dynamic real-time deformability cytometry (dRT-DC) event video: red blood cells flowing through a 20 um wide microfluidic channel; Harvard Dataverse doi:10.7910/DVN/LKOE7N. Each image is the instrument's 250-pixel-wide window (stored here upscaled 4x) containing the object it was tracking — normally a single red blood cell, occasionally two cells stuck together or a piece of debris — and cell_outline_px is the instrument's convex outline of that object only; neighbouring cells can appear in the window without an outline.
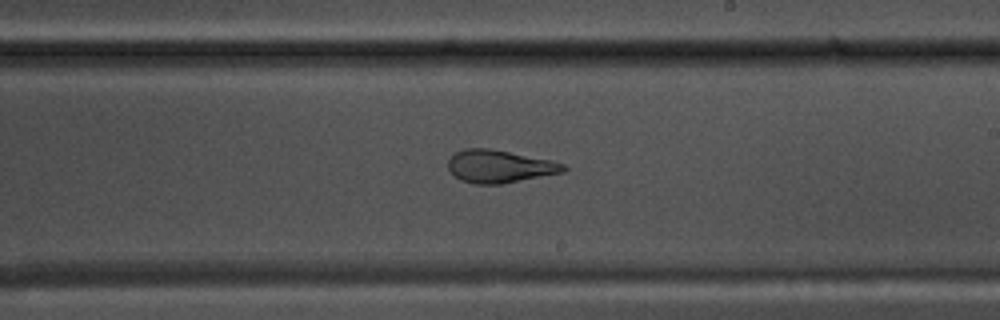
{"species": "common noctule bat (a hibernating species)", "species_latin": "Nyctalus noctula", "temperature_condition": "warm", "stored_images_in_passage": 53, "camera_frame_rate_fps": 3000, "um_per_image_px": 0.085, "animal": {"sex": "male", "body_mass_g": 17.5, "forearm_length_mm": 52.3}, "frame": {"image": 1, "passage_image": 30, "time_ms": 9.667, "image_size_px": [1000, 320], "cell_outline_px": [[568, 168], [564, 172], [500, 184], [476, 184], [460, 180], [448, 168], [448, 160], [456, 152], [464, 148], [488, 148], [552, 160], [564, 164]], "centroid_in_image_um": [42.46, 14.14], "position_along_channel_um": 246.5, "area_um2": 21.85}}
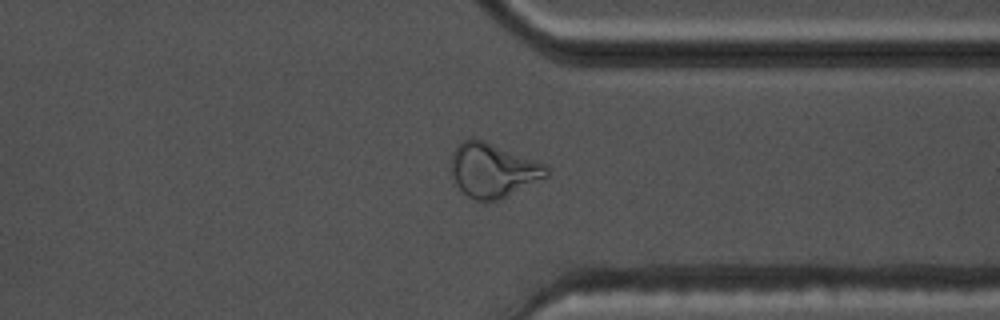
{"frame": {"image": 2, "passage_image": 40, "time_ms": 13.0, "image_size_px": [1000, 320], "cell_outline_px": [[548, 176], [496, 200], [476, 200], [468, 196], [456, 184], [452, 176], [452, 152], [456, 144], [464, 140], [484, 140], [548, 164]], "centroid_in_image_um": [41.91, 14.44], "position_along_channel_um": 369.5, "area_um2": 29.65}}
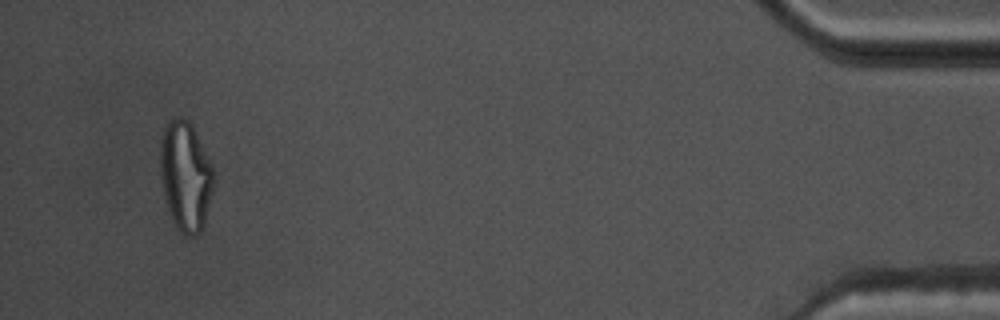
{"frame": {"image": 3, "passage_image": 50, "time_ms": 16.333, "image_size_px": [1000, 320], "cell_outline_px": [[212, 188], [204, 224], [200, 232], [196, 236], [184, 236], [176, 228], [172, 220], [164, 196], [160, 176], [160, 136], [168, 120], [180, 116], [188, 120], [212, 168]], "centroid_in_image_um": [15.71, 15.0], "position_along_channel_um": 419.5, "area_um2": 33.58}, "authors_computed_cell_mechanics": {"area_um2": 25.143, "velocity_mm_per_s": 3.7176, "shape_relaxation_time_tau1_ms": null, "shape_relaxation_time_tau2_ms": 1.6054, "deformation_change_tau1": null, "deformation_change_tau2": 0.0989}}